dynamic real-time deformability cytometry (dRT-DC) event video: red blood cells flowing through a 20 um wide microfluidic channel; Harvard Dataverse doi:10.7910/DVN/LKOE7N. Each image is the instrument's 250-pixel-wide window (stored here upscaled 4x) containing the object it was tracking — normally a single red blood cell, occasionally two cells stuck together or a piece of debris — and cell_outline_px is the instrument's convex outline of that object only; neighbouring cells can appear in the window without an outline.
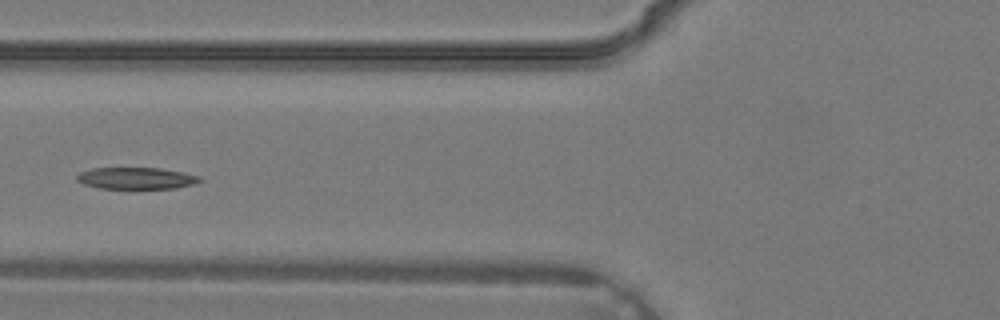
{"species": "common noctule bat (a hibernating species)", "species_latin": "Nyctalus noctula", "temperature_condition": "warm", "stored_images_in_passage": 4, "camera_frame_rate_fps": 3000, "um_per_image_px": 0.085, "animal": {"sex": "male", "body_mass_g": 19.2, "forearm_length_mm": 51.8}, "frame": {"image": 1, "passage_image": 4, "time_ms": 1.0, "image_size_px": [1000, 320], "cell_outline_px": [[204, 180], [192, 184], [176, 188], [100, 188], [84, 184], [76, 180], [76, 176], [80, 172], [92, 168], [160, 168], [184, 172], [200, 176]], "centroid_in_image_um": [11.6, 15.14], "position_along_channel_um": 114.2, "area_um2": 15.49}}